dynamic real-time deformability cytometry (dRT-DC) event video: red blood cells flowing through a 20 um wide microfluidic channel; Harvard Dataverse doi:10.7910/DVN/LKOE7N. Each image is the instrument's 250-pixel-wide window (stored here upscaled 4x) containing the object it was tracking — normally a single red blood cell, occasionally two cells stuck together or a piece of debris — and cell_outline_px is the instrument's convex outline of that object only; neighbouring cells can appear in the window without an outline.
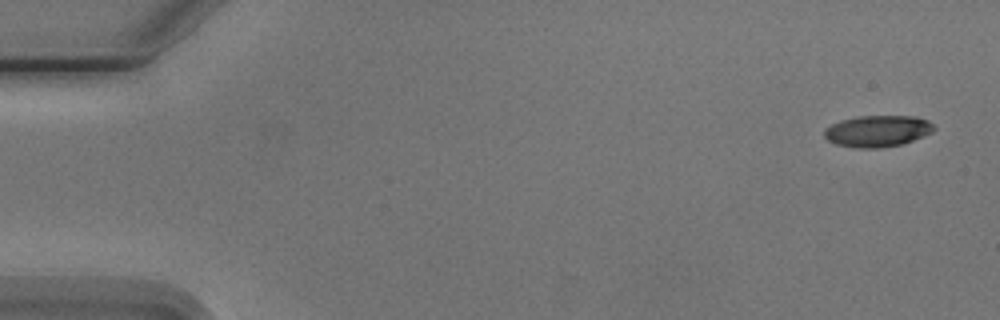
{"species": "Egyptian fruit bat (a non-hibernating species)", "species_latin": "Rousettus aegyptiacus", "temperature_condition": "cold", "stored_images_in_passage": 4, "camera_frame_rate_fps": 3000, "um_per_image_px": 0.085, "animal": {"sex": "male"}, "frame": {"image": 1, "passage_image": 1, "time_ms": 0.0, "image_size_px": [1000, 320], "cell_outline_px": [[936, 128], [932, 132], [912, 140], [900, 144], [880, 148], [856, 148], [836, 144], [828, 140], [824, 136], [824, 128], [840, 120], [856, 116], [916, 116], [928, 120]], "centroid_in_image_um": [74.56, 11.13], "position_along_channel_um": 10.4, "area_um2": 20.11}}